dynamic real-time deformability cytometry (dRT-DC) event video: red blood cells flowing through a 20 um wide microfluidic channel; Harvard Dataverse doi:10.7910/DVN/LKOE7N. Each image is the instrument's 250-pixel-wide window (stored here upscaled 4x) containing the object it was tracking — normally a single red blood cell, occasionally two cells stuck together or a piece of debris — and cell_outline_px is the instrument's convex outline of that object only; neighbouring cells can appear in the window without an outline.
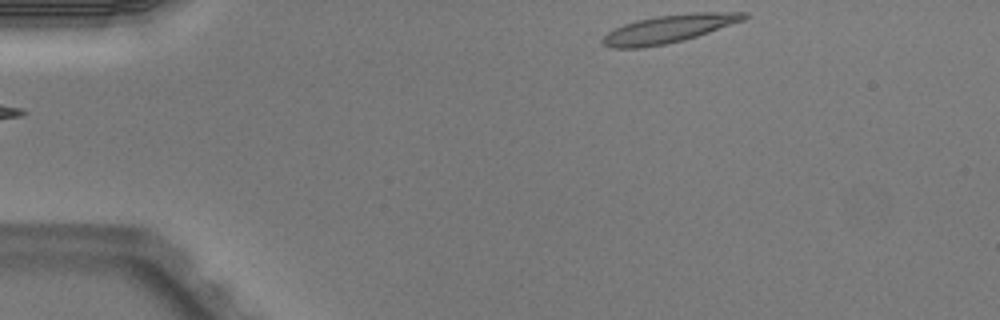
{"species": "Egyptian fruit bat (a non-hibernating species)", "species_latin": "Rousettus aegyptiacus", "temperature_condition": "warm", "stored_images_in_passage": 5, "segment_of_instrument_passage": [2, 2], "camera_frame_rate_fps": 3000, "um_per_image_px": 0.085, "animal": {"sex": "male"}, "frame": {"image": 1, "passage_image": 5, "time_ms": 1.333, "image_size_px": [1000, 320], "cell_outline_px": [[748, 16], [744, 20], [684, 40], [644, 48], [612, 48], [604, 44], [600, 40], [608, 32], [624, 24], [656, 16], [696, 12], [748, 12]], "centroid_in_image_um": [56.85, 2.45], "position_along_channel_um": 28.1, "area_um2": 22.72}}